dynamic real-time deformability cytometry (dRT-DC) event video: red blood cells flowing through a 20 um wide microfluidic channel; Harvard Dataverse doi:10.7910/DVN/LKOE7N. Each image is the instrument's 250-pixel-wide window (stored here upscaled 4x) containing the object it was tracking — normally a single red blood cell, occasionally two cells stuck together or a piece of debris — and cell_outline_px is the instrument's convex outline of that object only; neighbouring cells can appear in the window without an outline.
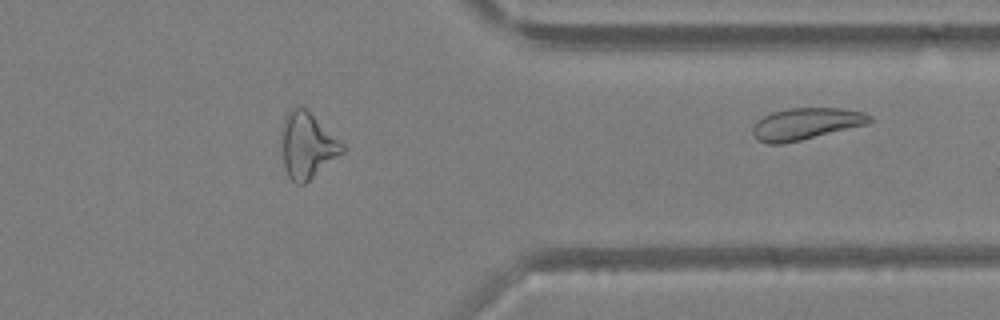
{"species": "Egyptian fruit bat (a non-hibernating species)", "species_latin": "Rousettus aegyptiacus", "temperature_condition": "warm", "stored_images_in_passage": 38, "segment_of_instrument_passage": [2, 2], "camera_frame_rate_fps": 3000, "um_per_image_px": 0.085, "animal": {"sex": "female"}, "frame": {"image": 1, "passage_image": 38, "time_ms": 12.333, "image_size_px": [1000, 320], "cell_outline_px": [[872, 120], [868, 124], [800, 140], [780, 144], [768, 144], [756, 140], [752, 132], [752, 128], [764, 116], [772, 112], [788, 108], [840, 108], [864, 112], [872, 116]], "centroid_in_image_um": [68.51, 10.52], "position_along_channel_um": 342.9, "area_um2": 21.5}}